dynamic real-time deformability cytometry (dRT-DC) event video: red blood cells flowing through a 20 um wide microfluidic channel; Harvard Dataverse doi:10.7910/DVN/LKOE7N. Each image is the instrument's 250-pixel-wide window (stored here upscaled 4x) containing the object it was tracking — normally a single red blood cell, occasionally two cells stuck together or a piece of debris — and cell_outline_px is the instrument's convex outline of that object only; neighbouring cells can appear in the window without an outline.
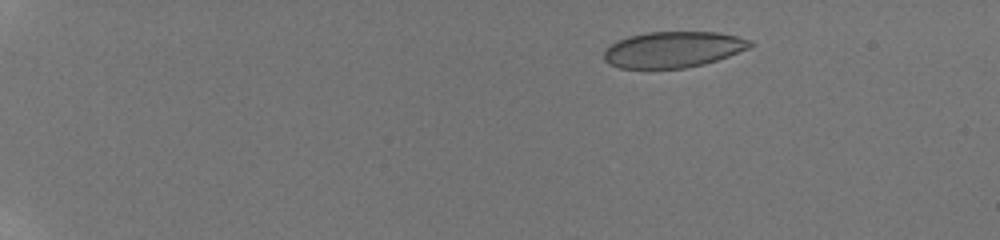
{"species": "human", "species_latin": "Homo sapiens", "temperature_condition": "room temperature", "stored_images_in_passage": 12, "camera_frame_rate_fps": 3000, "um_per_image_px": 0.085, "donor": {"sex": "male"}, "frame": {"image": 1, "passage_image": 4, "time_ms": 3.0, "image_size_px": [1000, 240], "cell_outline_px": [[756, 44], [748, 48], [728, 56], [704, 64], [684, 68], [620, 68], [608, 64], [604, 60], [604, 52], [612, 44], [628, 36], [648, 32], [716, 32], [736, 36], [752, 40]], "centroid_in_image_um": [57.23, 4.21], "position_along_channel_um": 27.8, "area_um2": 30.52}}
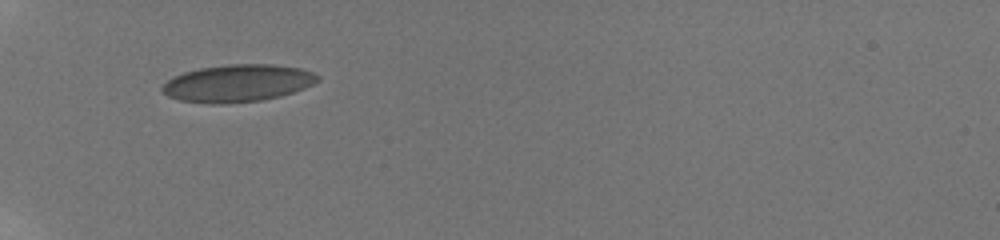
{"frame": {"image": 2, "passage_image": 11, "time_ms": 7.0, "image_size_px": [1000, 240], "cell_outline_px": [[320, 80], [304, 88], [280, 96], [260, 100], [220, 104], [208, 104], [180, 100], [168, 96], [160, 88], [172, 76], [184, 72], [200, 68], [228, 64], [272, 64], [300, 68], [312, 72], [320, 76]], "centroid_in_image_um": [20.19, 7.07], "position_along_channel_um": 64.8, "area_um2": 33.76}}